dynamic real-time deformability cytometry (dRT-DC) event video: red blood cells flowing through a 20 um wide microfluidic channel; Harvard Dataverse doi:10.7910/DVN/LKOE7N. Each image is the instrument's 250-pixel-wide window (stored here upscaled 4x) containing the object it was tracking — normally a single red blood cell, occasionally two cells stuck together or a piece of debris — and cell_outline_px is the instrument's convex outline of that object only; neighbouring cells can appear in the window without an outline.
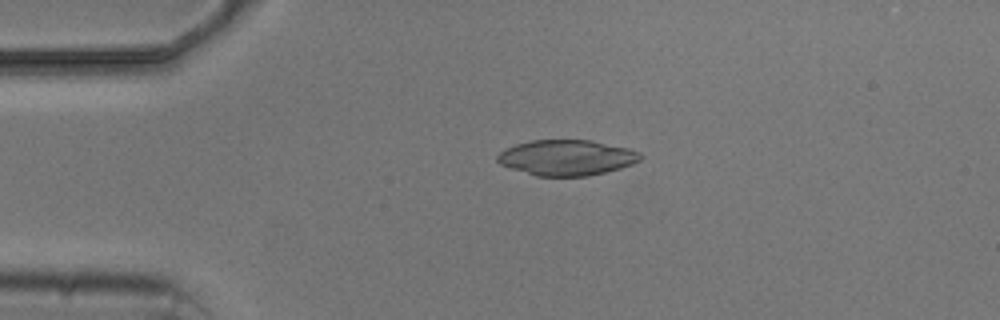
{"species": "common noctule bat (a hibernating species)", "species_latin": "Nyctalus noctula", "temperature_condition": "cold", "stored_images_in_passage": 4, "camera_frame_rate_fps": 3000, "um_per_image_px": 0.085, "animal": {"sex": "male", "body_mass_g": 20.5, "forearm_length_mm": 52.5}, "frame": {"image": 1, "passage_image": 3, "time_ms": 2.333, "image_size_px": [1000, 320], "cell_outline_px": [[644, 156], [640, 160], [632, 164], [620, 168], [588, 176], [536, 176], [500, 164], [496, 160], [496, 156], [500, 152], [516, 144], [532, 140], [592, 140], [628, 148], [640, 152]], "centroid_in_image_um": [48.19, 13.39], "position_along_channel_um": 36.8, "area_um2": 29.54}}